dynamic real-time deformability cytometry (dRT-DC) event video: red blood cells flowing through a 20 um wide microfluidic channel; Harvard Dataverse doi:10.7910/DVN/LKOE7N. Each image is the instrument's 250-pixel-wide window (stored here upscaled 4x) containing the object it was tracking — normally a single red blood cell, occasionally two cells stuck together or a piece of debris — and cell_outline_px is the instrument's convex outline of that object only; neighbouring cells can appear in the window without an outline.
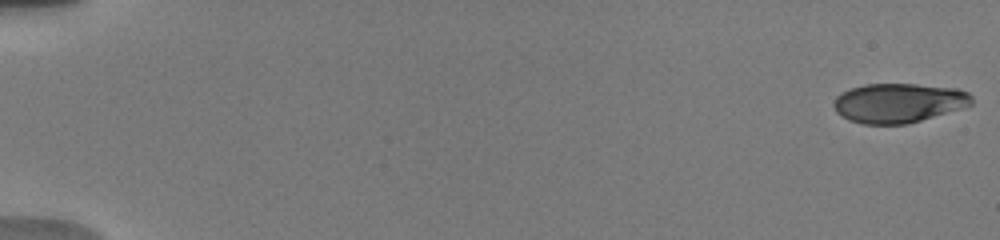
{"species": "human", "species_latin": "Homo sapiens", "temperature_condition": "warm", "stored_images_in_passage": 47, "camera_frame_rate_fps": 3000, "um_per_image_px": 0.085, "donor": {"sex": "male"}, "frame": {"image": 1, "passage_image": 1, "time_ms": 0.0, "image_size_px": [1000, 240], "cell_outline_px": [[972, 104], [960, 108], [908, 124], [864, 124], [848, 120], [836, 112], [832, 104], [836, 96], [840, 92], [848, 88], [864, 84], [916, 84], [956, 88], [968, 92], [972, 96]], "centroid_in_image_um": [76.32, 8.74], "position_along_channel_um": 8.7, "area_um2": 31.79}}
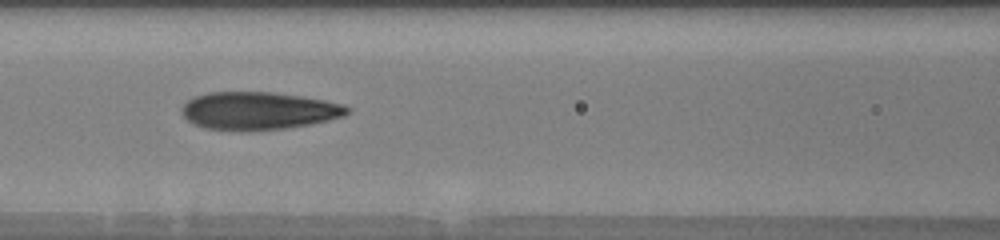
{"frame": {"image": 2, "passage_image": 21, "time_ms": 8.333, "image_size_px": [1000, 240], "cell_outline_px": [[348, 112], [344, 116], [312, 124], [284, 128], [248, 132], [240, 132], [204, 128], [192, 124], [180, 112], [180, 108], [192, 96], [208, 92], [272, 92], [300, 96], [324, 100], [344, 104], [348, 108]], "centroid_in_image_um": [21.91, 9.43], "position_along_channel_um": 144.7, "area_um2": 36.88}}
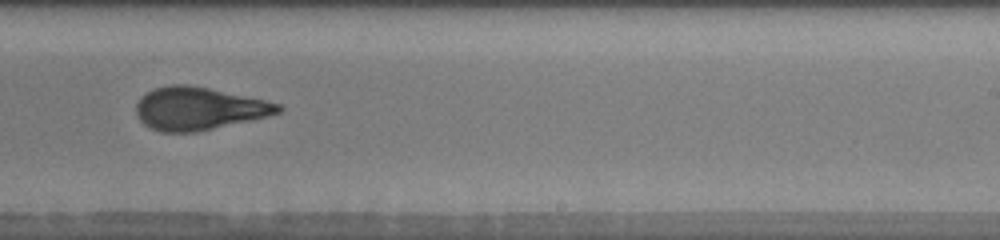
{"frame": {"image": 3, "passage_image": 28, "time_ms": 11.667, "image_size_px": [1000, 240], "cell_outline_px": [[284, 108], [280, 112], [248, 120], [196, 132], [160, 132], [144, 124], [136, 116], [136, 104], [140, 96], [156, 88], [172, 84], [188, 84], [208, 88], [264, 100], [280, 104]], "centroid_in_image_um": [16.83, 9.22], "position_along_channel_um": 272.2, "area_um2": 34.91}, "authors_computed_cell_mechanics": {"area_um2": 34.4488, "velocity_mm_per_s": 3.8322, "shape_relaxation_time_tau1_ms": 4.3442, "shape_relaxation_time_tau2_ms": 1.5604, "deformation_change_tau1": 0.2004, "deformation_change_tau2": 0.0965}}